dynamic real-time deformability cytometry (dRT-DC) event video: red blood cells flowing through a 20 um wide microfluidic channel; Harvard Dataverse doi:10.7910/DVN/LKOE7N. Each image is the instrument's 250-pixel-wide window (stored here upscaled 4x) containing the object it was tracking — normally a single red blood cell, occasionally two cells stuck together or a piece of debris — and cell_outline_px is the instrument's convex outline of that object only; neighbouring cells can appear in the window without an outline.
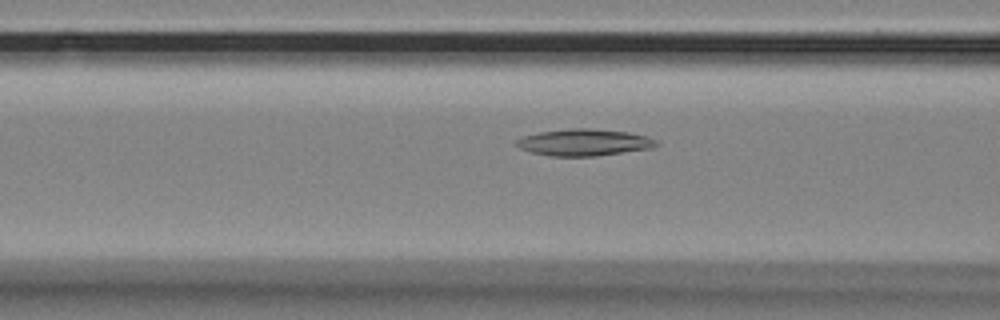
{"species": "Egyptian fruit bat (a non-hibernating species)", "species_latin": "Rousettus aegyptiacus", "temperature_condition": "room temperature", "stored_images_in_passage": 57, "camera_frame_rate_fps": 3000, "um_per_image_px": 0.085, "animal": {"sex": "female"}, "frame": {"image": 1, "passage_image": 22, "time_ms": 7.0, "image_size_px": [1000, 320], "cell_outline_px": [[660, 144], [652, 148], [596, 156], [552, 156], [532, 152], [520, 148], [516, 144], [516, 140], [524, 136], [540, 132], [572, 128], [592, 128], [628, 132], [648, 136], [656, 140]], "centroid_in_image_um": [49.69, 12.1], "position_along_channel_um": 116.9, "area_um2": 21.73}}
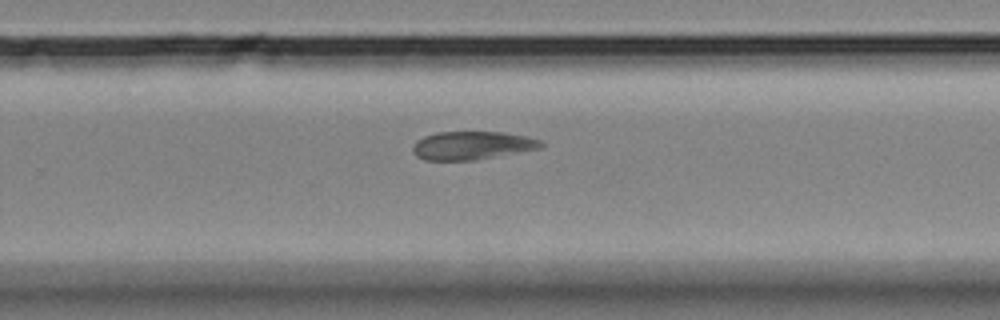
{"frame": {"image": 2, "passage_image": 37, "time_ms": 12.0, "image_size_px": [1000, 320], "cell_outline_px": [[544, 144], [540, 148], [476, 160], [424, 160], [416, 156], [412, 152], [412, 148], [416, 140], [424, 136], [436, 132], [504, 132], [524, 136], [540, 140]], "centroid_in_image_um": [40.08, 12.36], "position_along_channel_um": 289.7, "area_um2": 21.1}}
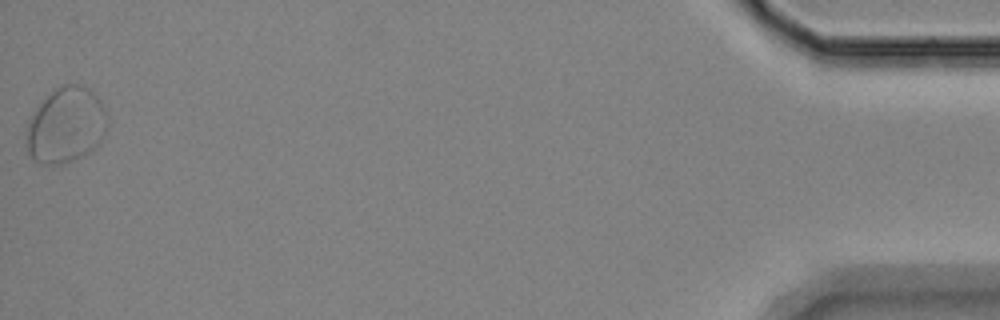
{"frame": {"image": 3, "passage_image": 57, "time_ms": 18.667, "image_size_px": [1000, 320], "cell_outline_px": [[108, 124], [104, 136], [84, 156], [64, 164], [44, 164], [36, 160], [32, 156], [28, 148], [28, 120], [36, 108], [56, 88], [64, 84], [80, 84], [88, 88], [100, 100], [108, 116]], "centroid_in_image_um": [5.65, 10.64], "position_along_channel_um": 429.6, "area_um2": 35.2}, "authors_computed_cell_mechanics": {"area_um2": 22.1952, "velocity_mm_per_s": 3.4617, "shape_relaxation_time_tau1_ms": 4.868, "shape_relaxation_time_tau2_ms": null, "deformation_change_tau1": 0.1074, "deformation_change_tau2": null}}